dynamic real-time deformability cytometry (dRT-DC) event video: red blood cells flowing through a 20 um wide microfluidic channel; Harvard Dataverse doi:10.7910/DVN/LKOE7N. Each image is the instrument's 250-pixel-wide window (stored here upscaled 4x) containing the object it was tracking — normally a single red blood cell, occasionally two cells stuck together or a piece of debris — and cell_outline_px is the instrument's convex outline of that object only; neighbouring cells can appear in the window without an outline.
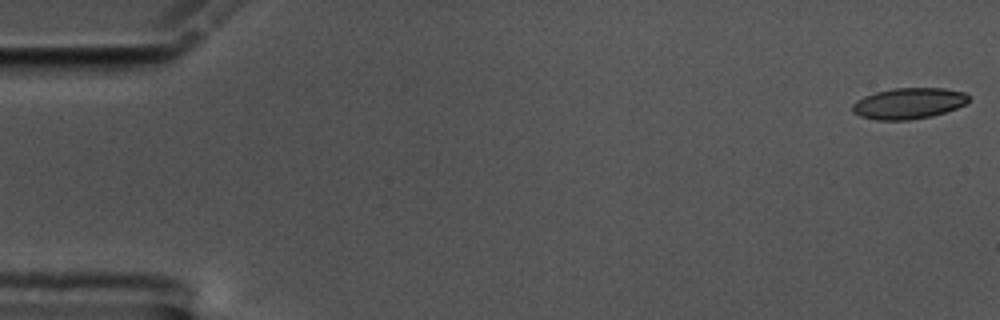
{"species": "common noctule bat (a hibernating species)", "species_latin": "Nyctalus noctula", "temperature_condition": "cold", "stored_images_in_passage": 58, "camera_frame_rate_fps": 3000, "um_per_image_px": 0.085, "animal": {"sex": "male", "body_mass_g": 17.5, "forearm_length_mm": 52.3}, "frame": {"image": 1, "passage_image": 1, "time_ms": 0.0, "image_size_px": [1000, 320], "cell_outline_px": [[968, 100], [964, 104], [956, 108], [932, 116], [908, 120], [876, 120], [860, 116], [852, 112], [852, 104], [856, 100], [864, 96], [876, 92], [892, 88], [944, 88], [964, 92], [968, 96]], "centroid_in_image_um": [77.19, 8.79], "position_along_channel_um": 7.8, "area_um2": 20.98}}
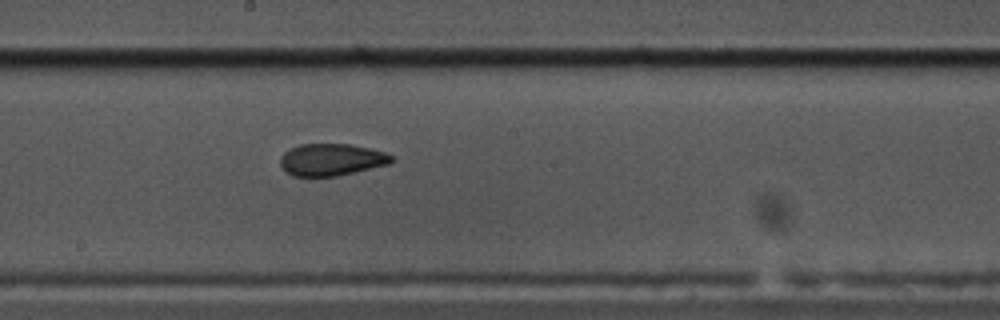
{"frame": {"image": 2, "passage_image": 31, "time_ms": 10.0, "image_size_px": [1000, 320], "cell_outline_px": [[396, 160], [388, 164], [336, 176], [292, 176], [280, 164], [280, 160], [284, 152], [300, 144], [348, 144], [368, 148], [384, 152], [396, 156]], "centroid_in_image_um": [28.21, 13.57], "position_along_channel_um": 220.0, "area_um2": 20.58}}
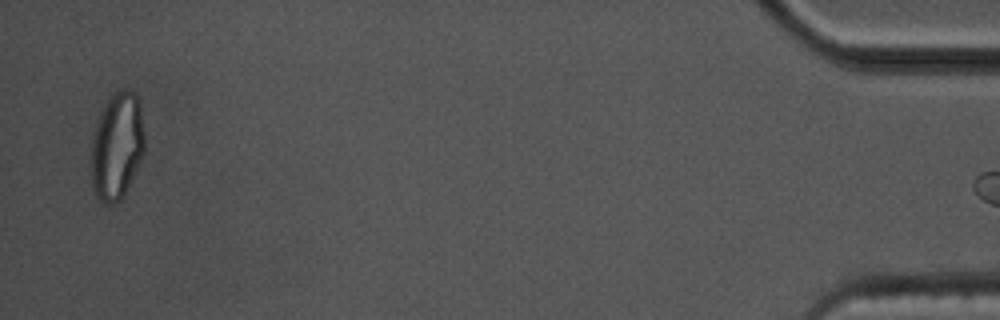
{"frame": {"image": 3, "passage_image": 56, "time_ms": 18.333, "image_size_px": [1000, 320], "cell_outline_px": [[144, 152], [120, 200], [112, 204], [108, 204], [100, 200], [96, 196], [92, 184], [92, 132], [96, 120], [104, 104], [120, 88], [128, 88], [140, 100], [144, 132]], "centroid_in_image_um": [9.93, 12.35], "position_along_channel_um": 425.3, "area_um2": 33.18}, "authors_computed_cell_mechanics": {"area_um2": 21.7617, "velocity_mm_per_s": 3.5067, "shape_relaxation_time_tau1_ms": null, "shape_relaxation_time_tau2_ms": 1.8766, "deformation_change_tau1": null, "deformation_change_tau2": 0.0817}}